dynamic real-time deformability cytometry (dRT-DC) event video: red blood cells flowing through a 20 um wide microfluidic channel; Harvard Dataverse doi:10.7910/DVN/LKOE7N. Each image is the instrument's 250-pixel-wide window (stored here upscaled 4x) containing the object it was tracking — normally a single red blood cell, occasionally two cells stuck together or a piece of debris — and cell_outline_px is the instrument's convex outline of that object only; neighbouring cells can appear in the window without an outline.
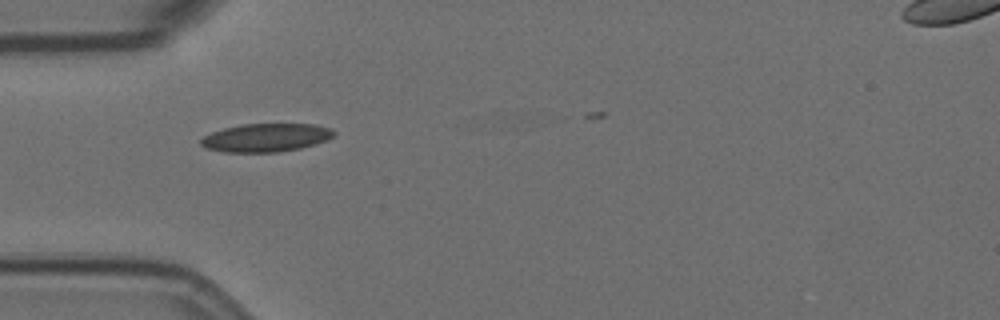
{"species": "Egyptian fruit bat (a non-hibernating species)", "species_latin": "Rousettus aegyptiacus", "temperature_condition": "room temperature", "stored_images_in_passage": 7, "camera_frame_rate_fps": 3000, "um_per_image_px": 0.085, "animal": {"sex": "female"}, "frame": {"image": 1, "passage_image": 1, "time_ms": 0.0, "image_size_px": [1000, 320], "cell_outline_px": [[336, 132], [332, 136], [316, 144], [300, 148], [276, 152], [224, 152], [204, 148], [200, 144], [200, 140], [204, 136], [212, 132], [224, 128], [240, 124], [312, 124], [332, 128]], "centroid_in_image_um": [22.57, 11.7], "position_along_channel_um": 62.4, "area_um2": 21.91}}
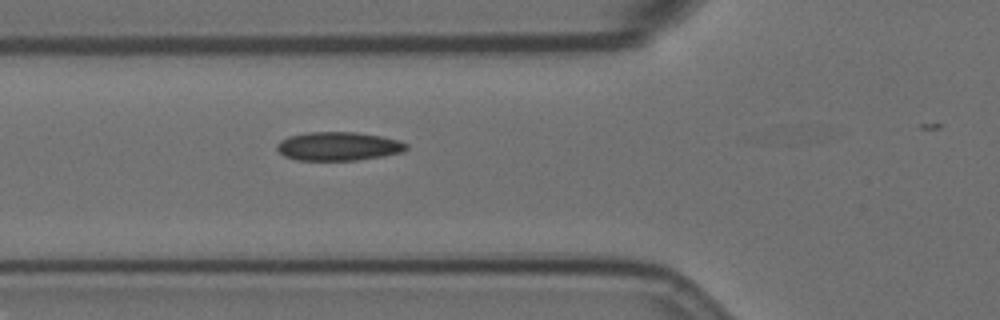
{"frame": {"image": 2, "passage_image": 4, "time_ms": 1.0, "image_size_px": [1000, 320], "cell_outline_px": [[408, 148], [404, 152], [384, 156], [356, 160], [300, 160], [284, 156], [276, 148], [276, 144], [280, 140], [288, 136], [308, 132], [356, 132], [380, 136], [400, 140], [408, 144]], "centroid_in_image_um": [28.78, 12.43], "position_along_channel_um": 97.0, "area_um2": 21.73}}